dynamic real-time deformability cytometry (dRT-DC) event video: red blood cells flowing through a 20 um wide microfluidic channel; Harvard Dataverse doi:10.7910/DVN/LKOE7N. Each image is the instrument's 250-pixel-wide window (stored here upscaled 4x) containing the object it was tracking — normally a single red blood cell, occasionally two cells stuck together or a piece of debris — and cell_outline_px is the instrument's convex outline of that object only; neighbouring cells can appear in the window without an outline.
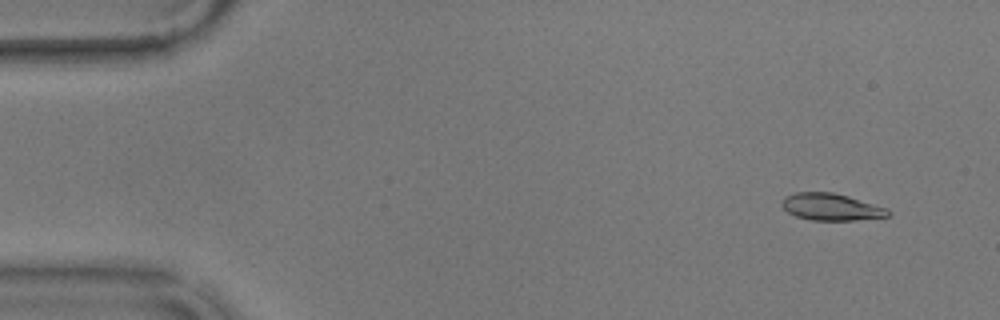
{"species": "common noctule bat (a hibernating species)", "species_latin": "Nyctalus noctula", "temperature_condition": "warm", "stored_images_in_passage": 54, "camera_frame_rate_fps": 3000, "um_per_image_px": 0.085, "animal": {"sex": "male", "body_mass_g": 17.9}, "frame": {"image": 1, "passage_image": 2, "time_ms": 0.333, "image_size_px": [1000, 320], "cell_outline_px": [[892, 216], [856, 220], [812, 220], [796, 216], [788, 212], [780, 204], [784, 196], [796, 192], [832, 192], [848, 196], [888, 208], [892, 212]], "centroid_in_image_um": [70.68, 17.59], "position_along_channel_um": 14.3, "area_um2": 16.82}}
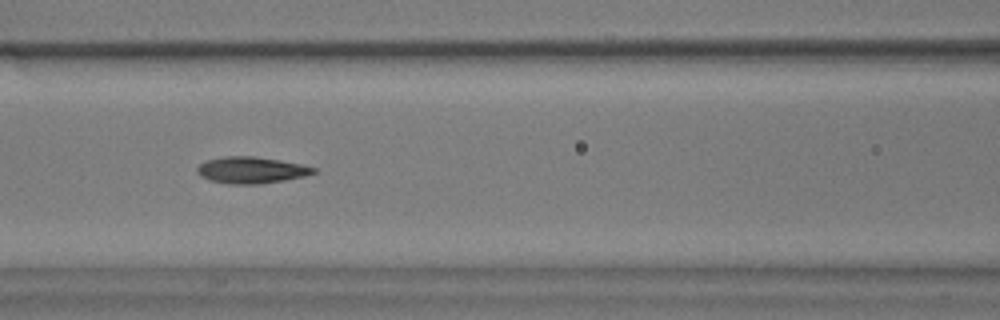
{"frame": {"image": 2, "passage_image": 22, "time_ms": 7.0, "image_size_px": [1000, 320], "cell_outline_px": [[316, 172], [304, 176], [284, 180], [260, 184], [228, 184], [208, 180], [200, 176], [196, 172], [196, 168], [200, 164], [208, 160], [224, 156], [256, 156], [300, 164], [316, 168]], "centroid_in_image_um": [21.31, 14.46], "position_along_channel_um": 145.3, "area_um2": 17.98}}
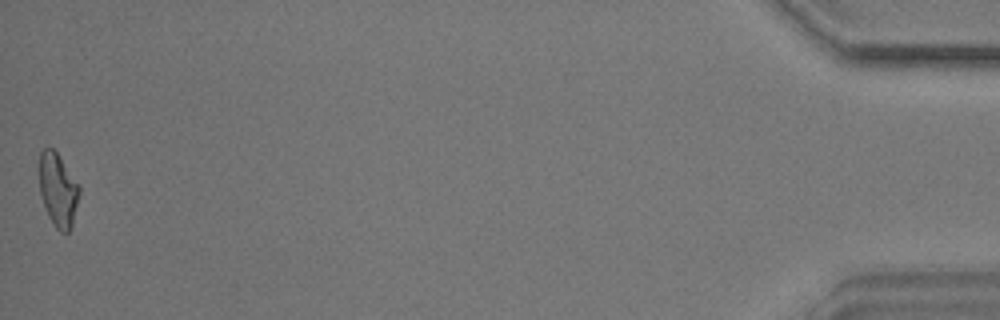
{"frame": {"image": 3, "passage_image": 54, "time_ms": 17.667, "image_size_px": [1000, 320], "cell_outline_px": [[80, 192], [72, 228], [68, 232], [60, 232], [56, 228], [48, 216], [40, 192], [40, 152], [44, 148], [52, 148], [56, 152], [80, 184]], "centroid_in_image_um": [4.96, 16.16], "position_along_channel_um": 430.2, "area_um2": 17.11}, "authors_computed_cell_mechanics": {"area_um2": 17.5712, "velocity_mm_per_s": 3.5701, "shape_relaxation_time_tau1_ms": 4.4816, "shape_relaxation_time_tau2_ms": 2.8453, "deformation_change_tau1": 0.1655, "deformation_change_tau2": 0.0887}}